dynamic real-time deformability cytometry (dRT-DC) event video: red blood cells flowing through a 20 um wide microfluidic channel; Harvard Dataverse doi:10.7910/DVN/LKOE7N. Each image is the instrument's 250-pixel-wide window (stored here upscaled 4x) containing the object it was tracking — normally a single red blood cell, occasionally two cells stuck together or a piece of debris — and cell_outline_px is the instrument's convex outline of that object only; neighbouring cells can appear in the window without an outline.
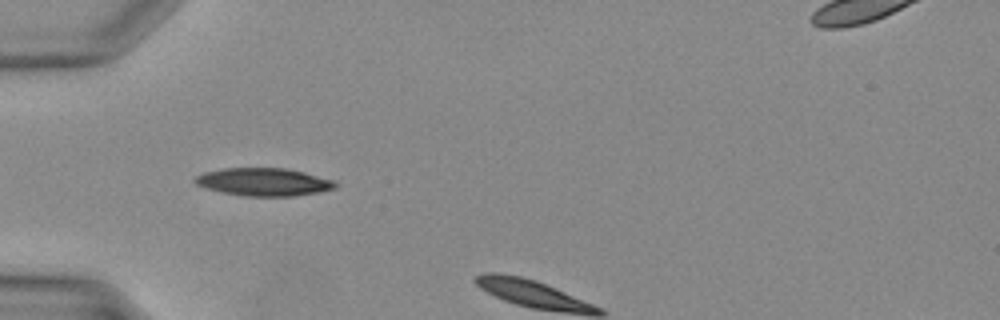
{"species": "Egyptian fruit bat (a non-hibernating species)", "species_latin": "Rousettus aegyptiacus", "temperature_condition": "warm", "stored_images_in_passage": 4, "camera_frame_rate_fps": 3000, "um_per_image_px": 0.085, "animal": {"sex": "female"}, "frame": {"image": 1, "passage_image": 2, "time_ms": 0.333, "image_size_px": [1000, 320], "cell_outline_px": [[340, 184], [336, 188], [320, 192], [292, 196], [244, 196], [224, 192], [208, 188], [196, 184], [192, 180], [196, 176], [204, 172], [224, 168], [288, 168], [336, 180]], "centroid_in_image_um": [22.48, 15.46], "position_along_channel_um": 62.5, "area_um2": 22.89}}